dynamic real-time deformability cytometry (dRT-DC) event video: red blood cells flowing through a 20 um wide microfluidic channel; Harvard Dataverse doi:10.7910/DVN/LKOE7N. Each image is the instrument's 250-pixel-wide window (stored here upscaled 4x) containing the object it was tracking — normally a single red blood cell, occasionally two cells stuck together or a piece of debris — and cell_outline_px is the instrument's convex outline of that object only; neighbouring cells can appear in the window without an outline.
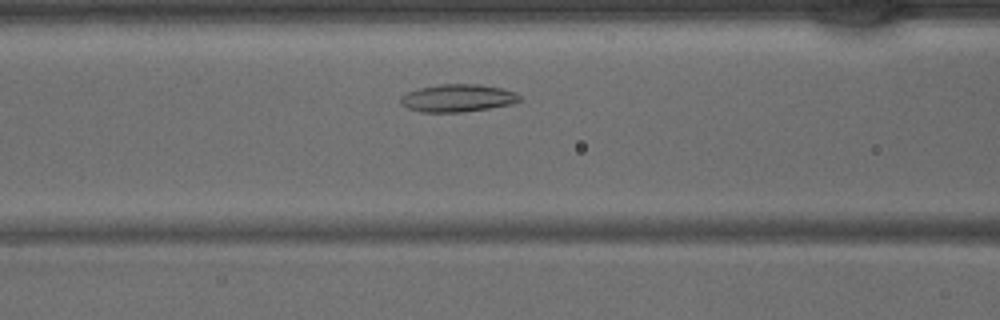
{"species": "common noctule bat (a hibernating species)", "species_latin": "Nyctalus noctula", "temperature_condition": "warm", "stored_images_in_passage": 35, "camera_frame_rate_fps": 3000, "um_per_image_px": 0.085, "animal": {"sex": "male", "body_mass_g": 15.6}, "frame": {"image": 1, "passage_image": 10, "time_ms": 3.0, "image_size_px": [1000, 320], "cell_outline_px": [[520, 100], [512, 104], [464, 112], [420, 112], [408, 108], [400, 104], [400, 96], [408, 92], [420, 88], [440, 84], [480, 84], [500, 88], [516, 92], [520, 96]], "centroid_in_image_um": [38.88, 8.34], "position_along_channel_um": 127.7, "area_um2": 19.13}}
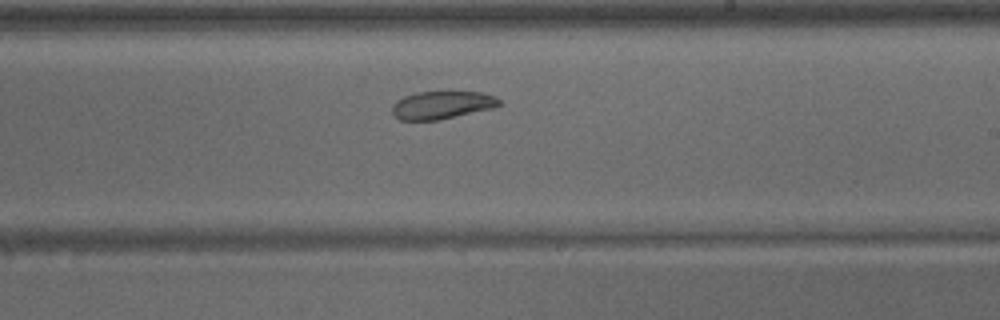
{"frame": {"image": 2, "passage_image": 18, "time_ms": 5.667, "image_size_px": [1000, 320], "cell_outline_px": [[504, 104], [492, 108], [440, 120], [400, 120], [392, 112], [392, 104], [396, 100], [404, 96], [416, 92], [484, 92], [496, 96]], "centroid_in_image_um": [37.59, 8.92], "position_along_channel_um": 251.4, "area_um2": 17.51}}
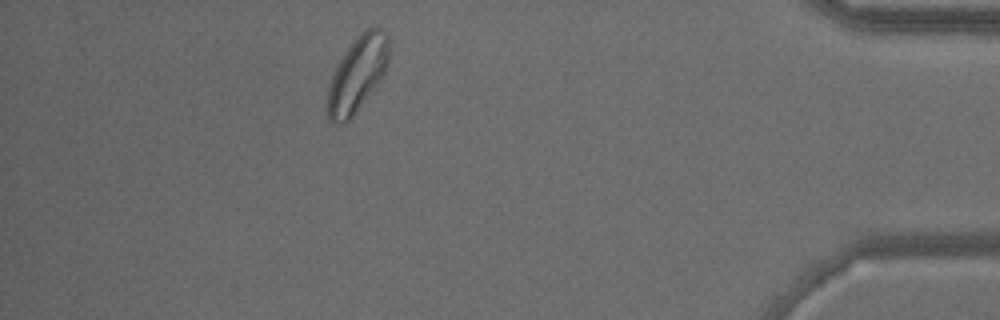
{"frame": {"image": 3, "passage_image": 31, "time_ms": 10.0, "image_size_px": [1000, 320], "cell_outline_px": [[388, 64], [380, 80], [352, 116], [344, 124], [340, 124], [328, 120], [328, 88], [332, 76], [340, 60], [356, 36], [368, 28], [380, 28], [388, 36]], "centroid_in_image_um": [30.38, 6.3], "position_along_channel_um": 404.8, "area_um2": 26.18}}